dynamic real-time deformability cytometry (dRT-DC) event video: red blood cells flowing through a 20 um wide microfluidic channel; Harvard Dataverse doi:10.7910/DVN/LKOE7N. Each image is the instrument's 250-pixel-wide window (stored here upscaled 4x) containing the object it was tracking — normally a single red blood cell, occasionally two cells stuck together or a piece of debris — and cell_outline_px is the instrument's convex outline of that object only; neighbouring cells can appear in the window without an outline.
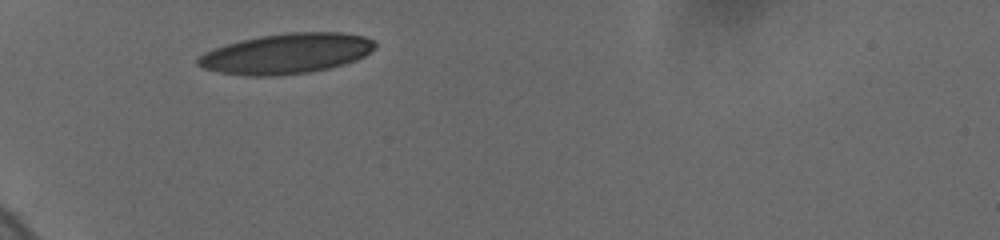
{"species": "human", "species_latin": "Homo sapiens", "temperature_condition": "cold", "stored_images_in_passage": 6, "camera_frame_rate_fps": 3000, "um_per_image_px": 0.085, "donor": {"sex": "female"}, "frame": {"image": 1, "passage_image": 1, "time_ms": 0.0, "image_size_px": [1000, 240], "cell_outline_px": [[376, 48], [364, 56], [356, 60], [344, 64], [328, 68], [308, 72], [276, 76], [248, 76], [220, 72], [204, 68], [196, 64], [196, 60], [204, 52], [212, 48], [240, 40], [260, 36], [288, 32], [344, 32], [364, 36], [376, 40]], "centroid_in_image_um": [24.36, 4.54], "position_along_channel_um": 60.6, "area_um2": 41.79}}
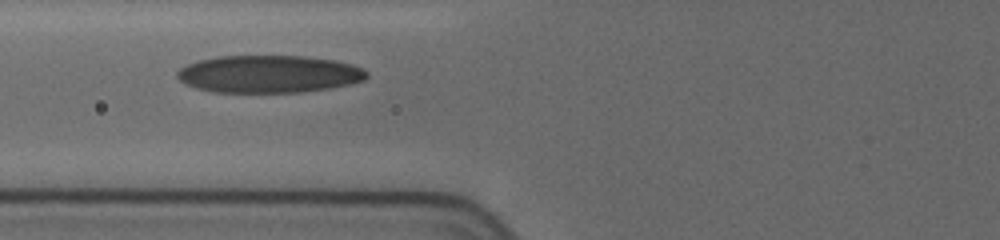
{"frame": {"image": 2, "passage_image": 3, "time_ms": 1.667, "image_size_px": [1000, 240], "cell_outline_px": [[368, 76], [364, 80], [352, 84], [332, 88], [304, 92], [212, 92], [196, 88], [184, 84], [176, 76], [176, 72], [180, 68], [196, 60], [216, 56], [304, 56], [336, 60], [352, 64], [368, 72]], "centroid_in_image_um": [22.85, 6.29], "position_along_channel_um": 103.0, "area_um2": 41.79}}
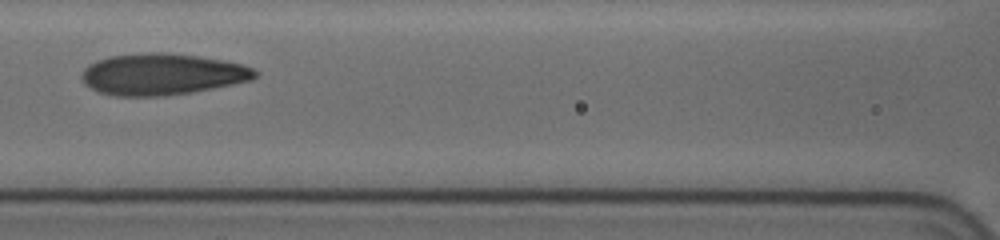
{"frame": {"image": 3, "passage_image": 5, "time_ms": 3.0, "image_size_px": [1000, 240], "cell_outline_px": [[256, 76], [252, 80], [192, 92], [164, 96], [116, 96], [96, 92], [84, 84], [80, 76], [84, 68], [88, 64], [96, 60], [108, 56], [148, 52], [164, 52], [196, 56], [220, 60], [240, 64], [252, 68], [256, 72]], "centroid_in_image_um": [13.69, 6.31], "position_along_channel_um": 152.9, "area_um2": 41.91}}